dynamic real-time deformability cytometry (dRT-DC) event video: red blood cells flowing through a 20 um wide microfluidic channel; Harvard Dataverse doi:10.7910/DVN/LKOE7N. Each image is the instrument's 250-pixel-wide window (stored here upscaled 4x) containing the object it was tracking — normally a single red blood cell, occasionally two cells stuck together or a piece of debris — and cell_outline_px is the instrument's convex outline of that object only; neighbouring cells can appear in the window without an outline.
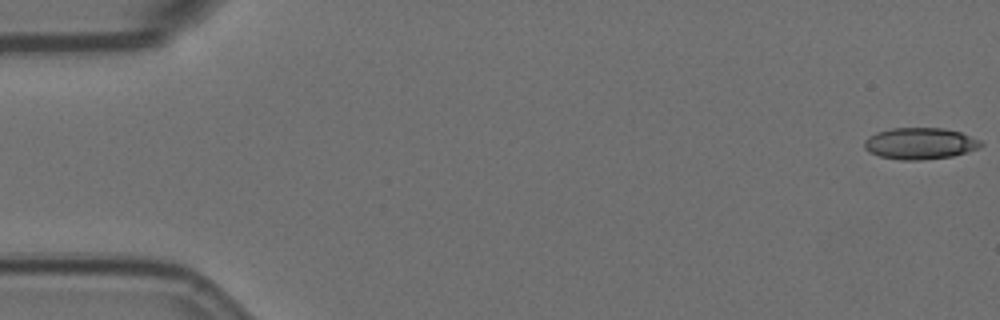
{"species": "Egyptian fruit bat (a non-hibernating species)", "species_latin": "Rousettus aegyptiacus", "temperature_condition": "room temperature", "stored_images_in_passage": 58, "camera_frame_rate_fps": 3000, "um_per_image_px": 0.085, "animal": {"sex": "female"}, "frame": {"image": 1, "passage_image": 1, "time_ms": 0.0, "image_size_px": [1000, 320], "cell_outline_px": [[984, 144], [980, 148], [968, 152], [952, 156], [920, 160], [900, 160], [880, 156], [868, 152], [864, 148], [864, 140], [868, 136], [876, 132], [892, 128], [944, 128], [960, 132], [980, 140]], "centroid_in_image_um": [78.19, 12.2], "position_along_channel_um": 6.8, "area_um2": 21.56}}
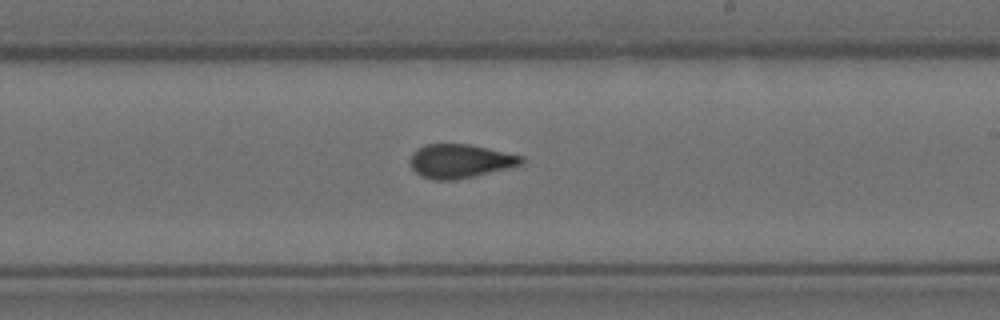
{"frame": {"image": 2, "passage_image": 34, "time_ms": 11.0, "image_size_px": [1000, 320], "cell_outline_px": [[524, 160], [520, 164], [456, 180], [432, 180], [420, 176], [412, 168], [408, 160], [412, 152], [416, 148], [424, 144], [468, 144], [524, 156]], "centroid_in_image_um": [39.01, 13.68], "position_along_channel_um": 250.0, "area_um2": 21.79}}
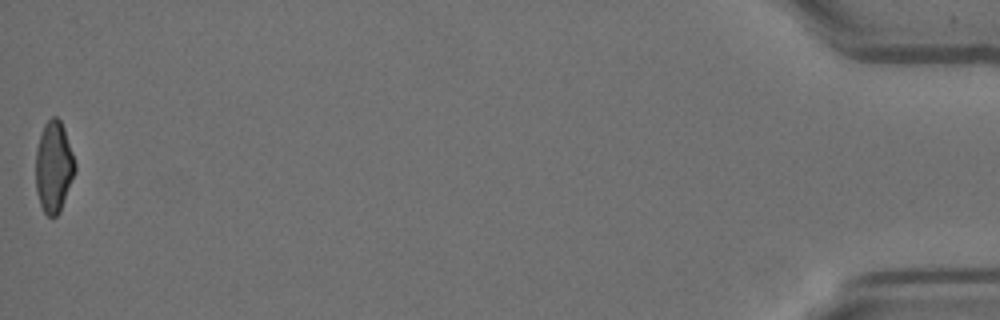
{"frame": {"image": 3, "passage_image": 58, "time_ms": 19.0, "image_size_px": [1000, 320], "cell_outline_px": [[76, 168], [60, 212], [56, 216], [48, 216], [44, 212], [40, 204], [36, 192], [36, 148], [44, 124], [52, 116], [56, 116], [60, 120], [64, 128], [76, 164]], "centroid_in_image_um": [4.56, 14.18], "position_along_channel_um": 430.6, "area_um2": 20.75}, "authors_computed_cell_mechanics": {"area_um2": 22.0507, "velocity_mm_per_s": 3.5161, "shape_relaxation_time_tau1_ms": 7.1193, "shape_relaxation_time_tau2_ms": 1.2888, "deformation_change_tau1": 0.1786, "deformation_change_tau2": 0.0677}}